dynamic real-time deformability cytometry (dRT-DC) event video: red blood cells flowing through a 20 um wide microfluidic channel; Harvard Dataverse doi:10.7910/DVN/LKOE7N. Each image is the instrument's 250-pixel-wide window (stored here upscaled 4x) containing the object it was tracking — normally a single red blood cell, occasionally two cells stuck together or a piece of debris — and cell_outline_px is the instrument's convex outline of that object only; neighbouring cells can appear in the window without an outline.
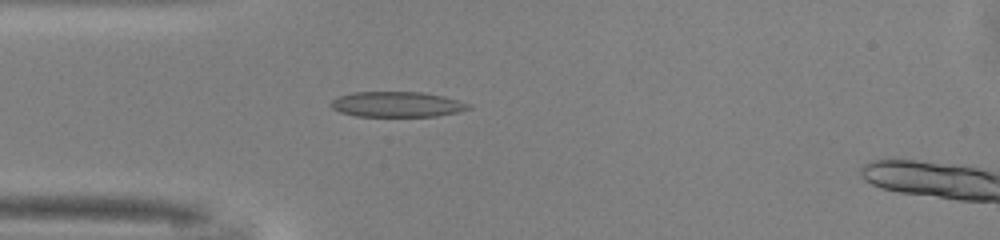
{"species": "common noctule bat (a hibernating species)", "species_latin": "Nyctalus noctula", "temperature_condition": "warm", "stored_images_in_passage": 48, "camera_frame_rate_fps": 3000, "um_per_image_px": 0.085, "animal": {"sex": "male", "body_mass_g": 13.0, "forearm_length_mm": 53.1}, "frame": {"image": 1, "passage_image": 13, "time_ms": 4.0, "image_size_px": [1000, 240], "cell_outline_px": [[472, 108], [456, 112], [436, 116], [356, 116], [340, 112], [332, 108], [328, 104], [332, 100], [340, 96], [352, 92], [420, 92], [444, 96], [472, 104]], "centroid_in_image_um": [33.74, 8.87], "position_along_channel_um": 51.3, "area_um2": 20.35}}
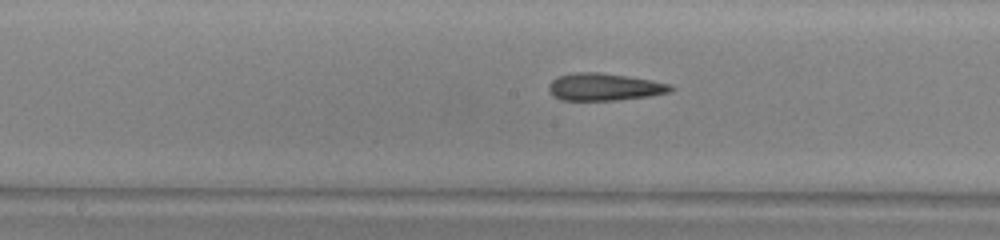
{"frame": {"image": 2, "passage_image": 24, "time_ms": 7.667, "image_size_px": [1000, 240], "cell_outline_px": [[676, 88], [672, 92], [648, 96], [616, 100], [560, 100], [552, 96], [548, 88], [548, 84], [556, 76], [572, 72], [600, 72], [652, 80], [672, 84]], "centroid_in_image_um": [51.36, 7.38], "position_along_channel_um": 196.8, "area_um2": 19.71}}
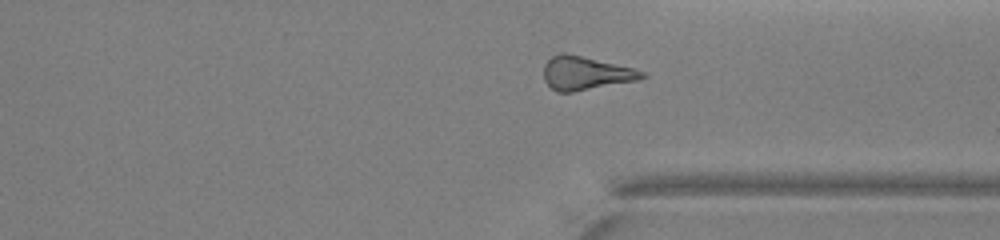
{"frame": {"image": 3, "passage_image": 36, "time_ms": 11.667, "image_size_px": [1000, 240], "cell_outline_px": [[648, 76], [640, 80], [572, 92], [556, 92], [544, 80], [544, 64], [552, 56], [560, 52], [564, 52], [632, 68], [644, 72]], "centroid_in_image_um": [49.77, 6.23], "position_along_channel_um": 361.6, "area_um2": 19.07}}